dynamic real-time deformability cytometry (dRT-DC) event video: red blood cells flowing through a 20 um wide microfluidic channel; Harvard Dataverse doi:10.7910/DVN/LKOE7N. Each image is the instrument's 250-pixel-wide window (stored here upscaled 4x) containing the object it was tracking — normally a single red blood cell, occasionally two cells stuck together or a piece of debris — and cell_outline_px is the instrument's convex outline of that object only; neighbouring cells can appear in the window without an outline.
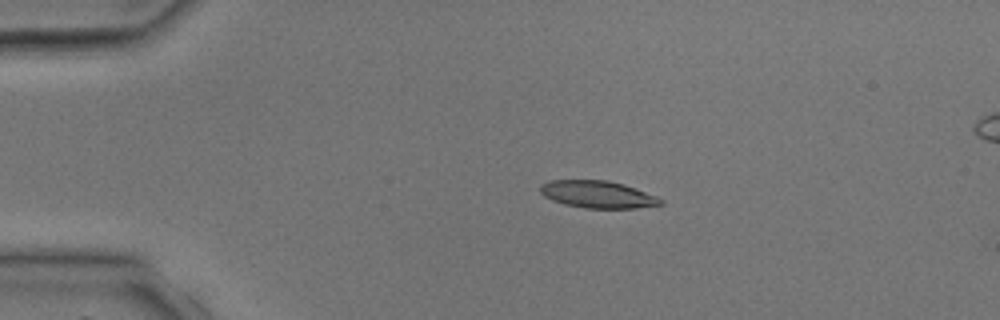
{"species": "common noctule bat (a hibernating species)", "species_latin": "Nyctalus noctula", "temperature_condition": "room temperature", "stored_images_in_passage": 4, "camera_frame_rate_fps": 3000, "um_per_image_px": 0.085, "animal": {"sex": "male", "body_mass_g": 17.9, "forearm_length_mm": 54.2}, "frame": {"image": 1, "passage_image": 2, "time_ms": 1.333, "image_size_px": [1000, 320], "cell_outline_px": [[664, 204], [636, 208], [584, 208], [564, 204], [552, 200], [544, 196], [540, 192], [540, 184], [548, 180], [608, 180], [624, 184], [656, 196], [664, 200]], "centroid_in_image_um": [50.79, 16.52], "position_along_channel_um": 34.2, "area_um2": 19.19}}